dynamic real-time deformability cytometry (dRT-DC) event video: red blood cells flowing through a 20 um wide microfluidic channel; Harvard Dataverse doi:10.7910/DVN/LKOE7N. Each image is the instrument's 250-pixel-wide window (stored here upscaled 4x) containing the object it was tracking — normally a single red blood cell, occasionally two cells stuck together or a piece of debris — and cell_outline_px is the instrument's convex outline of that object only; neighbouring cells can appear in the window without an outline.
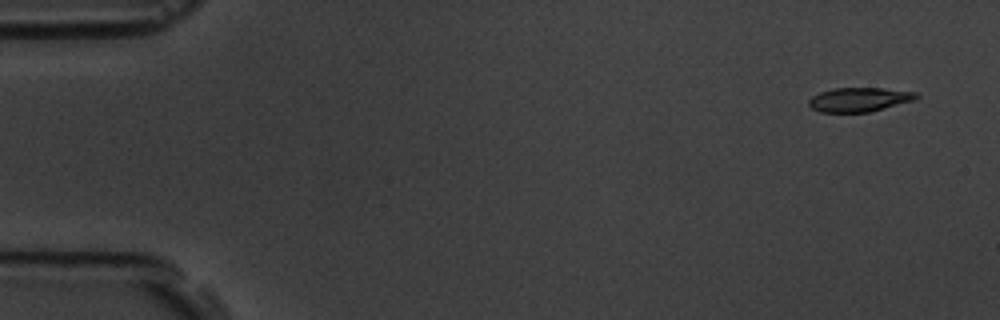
{"species": "common noctule bat (a hibernating species)", "species_latin": "Nyctalus noctula", "temperature_condition": "room temperature", "stored_images_in_passage": 5, "camera_frame_rate_fps": 3000, "um_per_image_px": 0.085, "animal": {"sex": "male", "body_mass_g": 19.5, "forearm_length_mm": 54.6}, "frame": {"image": 1, "passage_image": 1, "time_ms": 0.0, "image_size_px": [1000, 320], "cell_outline_px": [[920, 96], [912, 100], [868, 112], [820, 112], [812, 108], [808, 104], [808, 100], [812, 96], [820, 92], [836, 88], [880, 88], [916, 92]], "centroid_in_image_um": [72.98, 8.46], "position_along_channel_um": 12.0, "area_um2": 14.85}}